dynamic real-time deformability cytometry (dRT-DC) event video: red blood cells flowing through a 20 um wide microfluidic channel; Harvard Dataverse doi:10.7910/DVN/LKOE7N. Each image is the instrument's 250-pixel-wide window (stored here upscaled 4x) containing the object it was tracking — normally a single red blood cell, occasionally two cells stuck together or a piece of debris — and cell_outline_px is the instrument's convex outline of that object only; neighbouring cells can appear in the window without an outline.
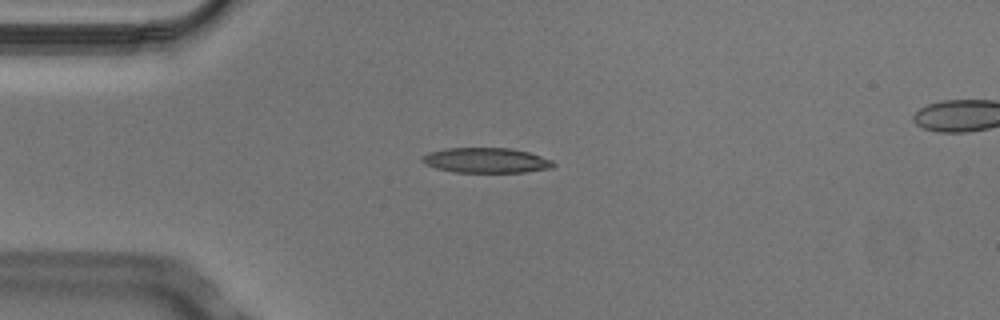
{"species": "Egyptian fruit bat (a non-hibernating species)", "species_latin": "Rousettus aegyptiacus", "temperature_condition": "cold", "stored_images_in_passage": 5, "camera_frame_rate_fps": 3000, "um_per_image_px": 0.085, "animal": {"sex": "male"}, "frame": {"image": 1, "passage_image": 3, "time_ms": 0.667, "image_size_px": [1000, 320], "cell_outline_px": [[556, 164], [552, 168], [524, 172], [452, 172], [436, 168], [424, 164], [420, 160], [420, 156], [428, 152], [444, 148], [512, 148], [528, 152], [552, 160]], "centroid_in_image_um": [41.27, 13.63], "position_along_channel_um": 43.7, "area_um2": 19.36}}